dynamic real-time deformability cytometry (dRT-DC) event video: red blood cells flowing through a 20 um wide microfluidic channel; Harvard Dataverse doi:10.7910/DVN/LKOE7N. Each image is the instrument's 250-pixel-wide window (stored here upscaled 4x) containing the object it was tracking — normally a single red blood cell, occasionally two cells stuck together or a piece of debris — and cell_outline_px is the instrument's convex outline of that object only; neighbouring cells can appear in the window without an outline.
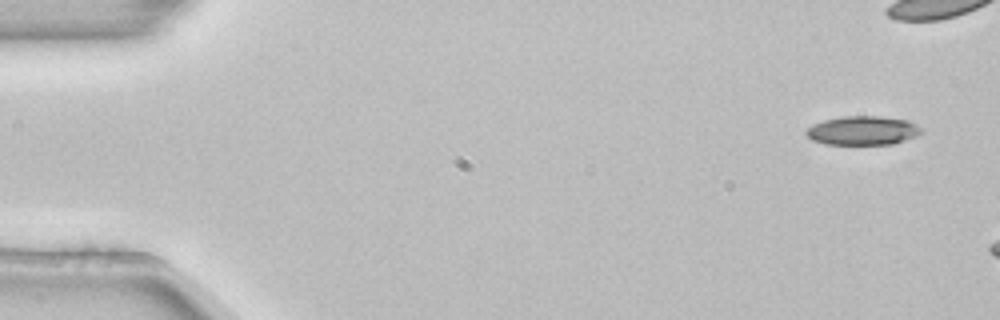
{"species": "common noctule bat (a hibernating species)", "species_latin": "Nyctalus noctula", "temperature_condition": "room temperature", "stored_images_in_passage": 3, "camera_frame_rate_fps": 3000, "um_per_image_px": 0.085, "animal": {"sex": "female", "body_mass_g": 22.7, "forearm_length_mm": 54.2}, "frame": {"image": 1, "passage_image": 1, "time_ms": 0.0, "image_size_px": [1000, 320], "cell_outline_px": [[924, 132], [916, 136], [892, 144], [824, 144], [812, 140], [804, 132], [812, 124], [824, 120], [844, 116], [880, 116], [908, 120], [924, 128]], "centroid_in_image_um": [73.36, 11.09], "position_along_channel_um": 11.6, "area_um2": 19.54}}